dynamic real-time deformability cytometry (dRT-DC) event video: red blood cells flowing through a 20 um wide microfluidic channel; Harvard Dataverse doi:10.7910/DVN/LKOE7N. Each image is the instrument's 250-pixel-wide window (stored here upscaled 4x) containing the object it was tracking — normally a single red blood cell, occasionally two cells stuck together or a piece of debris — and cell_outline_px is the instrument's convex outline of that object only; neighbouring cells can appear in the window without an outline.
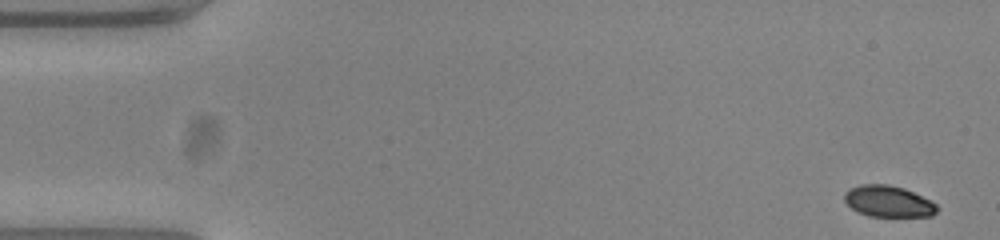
{"species": "common noctule bat (a hibernating species)", "species_latin": "Nyctalus noctula", "temperature_condition": "warm", "stored_images_in_passage": 53, "camera_frame_rate_fps": 3000, "um_per_image_px": 0.085, "animal": {"sex": "female", "body_mass_g": 23.0, "forearm_length_mm": 53.4}, "frame": {"image": 1, "passage_image": 1, "time_ms": 0.0, "image_size_px": [1000, 240], "cell_outline_px": [[940, 208], [932, 216], [868, 216], [856, 212], [844, 200], [844, 192], [848, 188], [860, 184], [888, 184], [904, 188], [936, 204]], "centroid_in_image_um": [75.46, 17.11], "position_along_channel_um": 9.5, "area_um2": 16.94}}
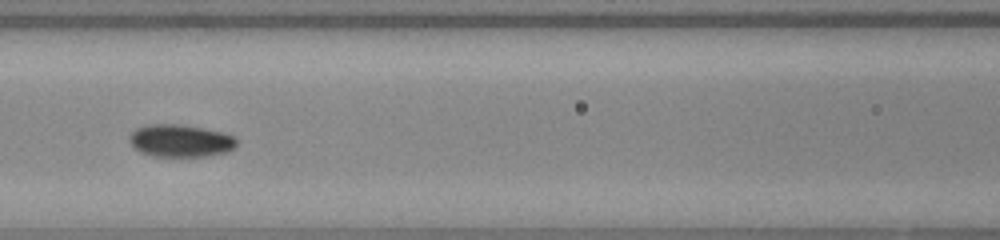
{"frame": {"image": 2, "passage_image": 23, "time_ms": 7.333, "image_size_px": [1000, 240], "cell_outline_px": [[236, 144], [228, 152], [208, 156], [152, 156], [140, 152], [128, 140], [132, 132], [136, 128], [148, 124], [180, 124], [224, 132], [236, 136]], "centroid_in_image_um": [15.35, 11.96], "position_along_channel_um": 151.2, "area_um2": 20.35}}
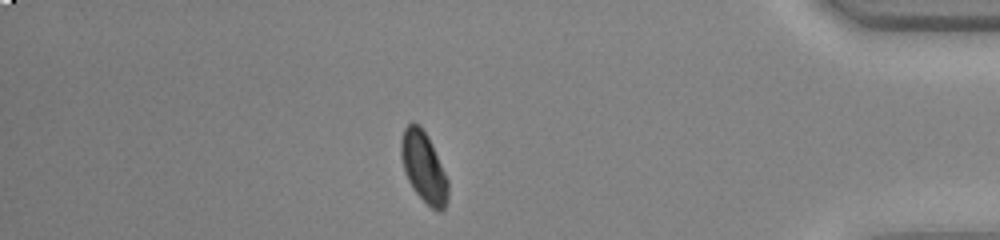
{"frame": {"image": 3, "passage_image": 46, "time_ms": 15.0, "image_size_px": [1000, 240], "cell_outline_px": [[448, 200], [444, 208], [440, 212], [432, 208], [416, 192], [408, 180], [400, 156], [400, 140], [404, 128], [408, 124], [420, 124], [428, 136], [448, 180]], "centroid_in_image_um": [36.01, 14.19], "position_along_channel_um": 399.2, "area_um2": 19.07}, "authors_computed_cell_mechanics": {"area_um2": 19.074, "velocity_mm_per_s": 3.7614, "shape_relaxation_time_tau1_ms": 3.042, "shape_relaxation_time_tau2_ms": null, "deformation_change_tau1": 0.0994, "deformation_change_tau2": null}}